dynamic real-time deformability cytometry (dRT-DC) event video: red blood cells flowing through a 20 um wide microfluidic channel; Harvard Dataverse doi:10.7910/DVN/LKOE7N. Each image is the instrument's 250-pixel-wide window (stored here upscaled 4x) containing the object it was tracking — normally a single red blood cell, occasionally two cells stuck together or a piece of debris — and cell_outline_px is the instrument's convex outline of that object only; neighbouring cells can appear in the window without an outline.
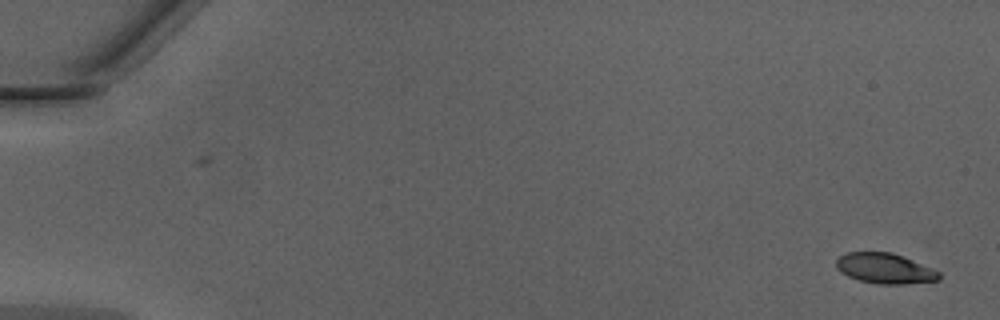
{"species": "Egyptian fruit bat (a non-hibernating species)", "species_latin": "Rousettus aegyptiacus", "temperature_condition": "warm", "stored_images_in_passage": 46, "camera_frame_rate_fps": 3000, "um_per_image_px": 0.085, "animal": {"sex": "male"}, "frame": {"image": 1, "passage_image": 1, "time_ms": 0.0, "image_size_px": [1000, 320], "cell_outline_px": [[940, 280], [900, 284], [880, 284], [860, 280], [848, 276], [840, 272], [836, 268], [836, 260], [840, 256], [848, 252], [892, 252], [904, 256], [932, 268], [940, 272]], "centroid_in_image_um": [75.21, 22.81], "position_along_channel_um": 9.8, "area_um2": 18.15}}
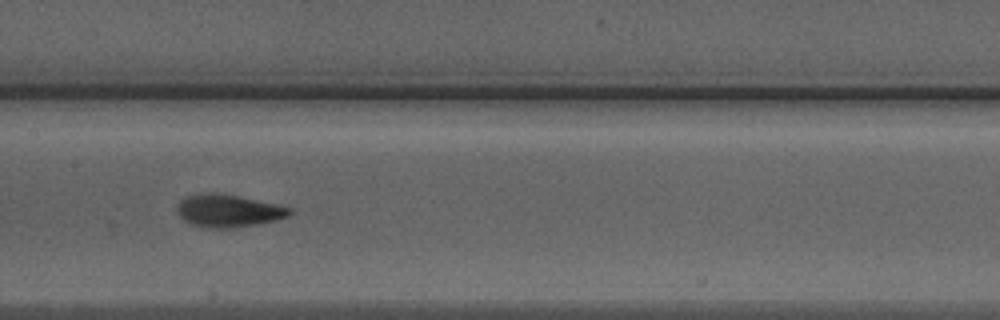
{"frame": {"image": 2, "passage_image": 25, "time_ms": 8.0, "image_size_px": [1000, 320], "cell_outline_px": [[292, 212], [288, 216], [276, 220], [256, 224], [232, 228], [208, 228], [192, 224], [184, 220], [176, 212], [176, 208], [180, 200], [184, 196], [208, 192], [212, 192], [240, 196], [280, 204], [292, 208]], "centroid_in_image_um": [19.41, 17.9], "position_along_channel_um": 188.0, "area_um2": 21.62}}
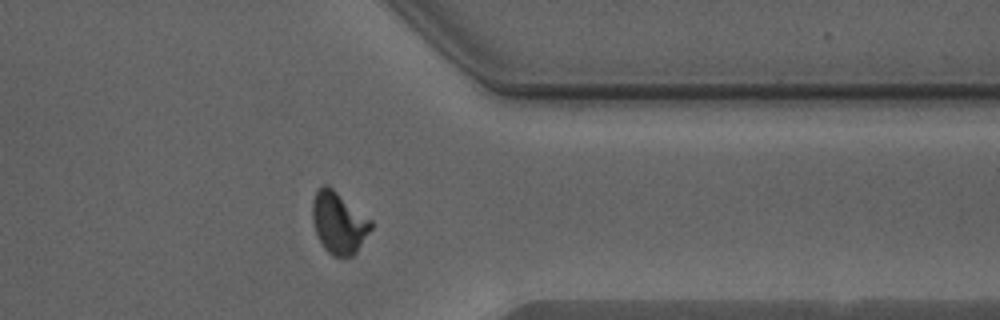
{"frame": {"image": 3, "passage_image": 39, "time_ms": 12.667, "image_size_px": [1000, 320], "cell_outline_px": [[372, 228], [356, 252], [352, 256], [332, 256], [324, 248], [316, 232], [312, 220], [312, 200], [316, 188], [324, 184], [328, 184], [372, 220]], "centroid_in_image_um": [28.78, 18.89], "position_along_channel_um": 382.6, "area_um2": 21.15}, "authors_computed_cell_mechanics": {"area_um2": 20.3456, "velocity_mm_per_s": 4.3015, "shape_relaxation_time_tau1_ms": 3.1198, "shape_relaxation_time_tau2_ms": 1.1751, "deformation_change_tau1": 0.1576, "deformation_change_tau2": 0.0655}}